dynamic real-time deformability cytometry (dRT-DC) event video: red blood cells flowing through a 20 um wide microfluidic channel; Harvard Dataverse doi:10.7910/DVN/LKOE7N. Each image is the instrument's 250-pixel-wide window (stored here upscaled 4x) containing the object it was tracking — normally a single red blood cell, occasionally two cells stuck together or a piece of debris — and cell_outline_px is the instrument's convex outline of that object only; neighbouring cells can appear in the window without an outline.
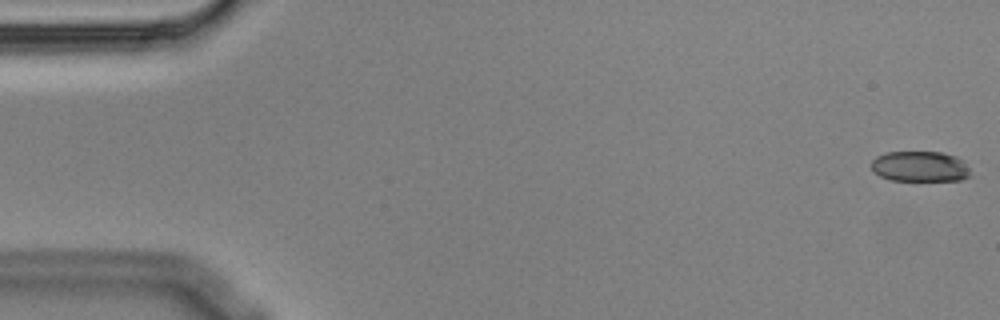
{"species": "Egyptian fruit bat (a non-hibernating species)", "species_latin": "Rousettus aegyptiacus", "temperature_condition": "cold", "stored_images_in_passage": 5, "camera_frame_rate_fps": 3000, "um_per_image_px": 0.085, "animal": {"sex": "male"}, "frame": {"image": 1, "passage_image": 1, "time_ms": 0.0, "image_size_px": [1000, 320], "cell_outline_px": [[972, 176], [960, 180], [892, 180], [880, 176], [872, 168], [872, 160], [876, 156], [888, 152], [940, 152], [956, 156], [964, 160]], "centroid_in_image_um": [78.24, 14.14], "position_along_channel_um": 6.8, "area_um2": 17.57}}
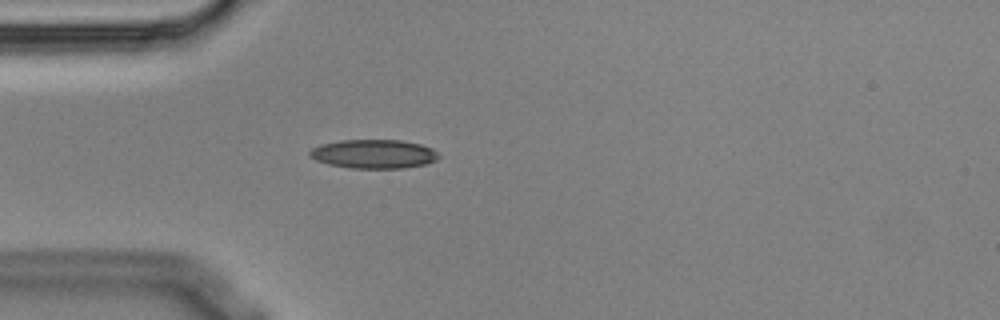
{"frame": {"image": 2, "passage_image": 5, "time_ms": 1.333, "image_size_px": [1000, 320], "cell_outline_px": [[440, 156], [436, 160], [424, 164], [404, 168], [348, 168], [328, 164], [316, 160], [308, 156], [308, 152], [312, 148], [320, 144], [340, 140], [400, 140], [420, 144], [432, 148]], "centroid_in_image_um": [31.73, 13.08], "position_along_channel_um": 53.3, "area_um2": 21.79}}